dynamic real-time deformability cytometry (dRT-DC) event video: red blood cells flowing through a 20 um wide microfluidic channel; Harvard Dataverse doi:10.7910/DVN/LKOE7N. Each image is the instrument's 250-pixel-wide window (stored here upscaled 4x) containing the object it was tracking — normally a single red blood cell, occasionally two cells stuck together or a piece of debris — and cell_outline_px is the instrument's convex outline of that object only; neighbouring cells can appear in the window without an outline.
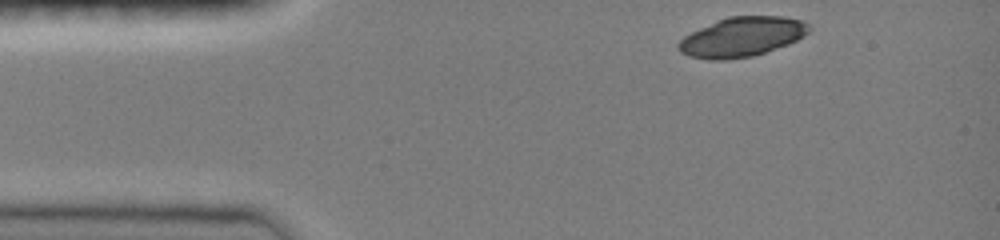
{"species": "common noctule bat (a hibernating species)", "species_latin": "Nyctalus noctula", "temperature_condition": "room temperature", "stored_images_in_passage": 5, "camera_frame_rate_fps": 3000, "um_per_image_px": 0.085, "animal": {"sex": "female", "body_mass_g": 19.0, "forearm_length_mm": 51.5}, "frame": {"image": 1, "passage_image": 1, "time_ms": 0.0, "image_size_px": [1000, 240], "cell_outline_px": [[812, 28], [804, 36], [788, 44], [752, 56], [728, 60], [708, 60], [688, 56], [680, 52], [676, 48], [676, 44], [684, 36], [716, 20], [728, 16], [780, 16], [800, 20], [808, 24]], "centroid_in_image_um": [63.02, 3.14], "position_along_channel_um": 22.0, "area_um2": 30.17}}